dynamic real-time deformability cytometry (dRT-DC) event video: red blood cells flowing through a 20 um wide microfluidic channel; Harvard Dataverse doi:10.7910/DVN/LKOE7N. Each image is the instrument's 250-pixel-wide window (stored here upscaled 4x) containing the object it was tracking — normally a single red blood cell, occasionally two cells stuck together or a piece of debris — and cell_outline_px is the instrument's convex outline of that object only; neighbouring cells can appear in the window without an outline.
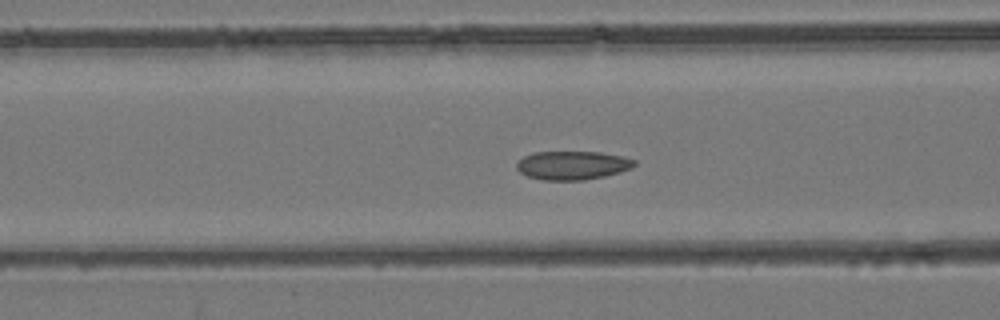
{"species": "common noctule bat (a hibernating species)", "species_latin": "Nyctalus noctula", "temperature_condition": "room temperature", "stored_images_in_passage": 37, "camera_frame_rate_fps": 3000, "um_per_image_px": 0.085, "animal": {"sex": "female", "body_mass_g": 24.6, "forearm_length_mm": 56.2}, "frame": {"image": 1, "passage_image": 8, "time_ms": 2.333, "image_size_px": [1000, 320], "cell_outline_px": [[636, 164], [632, 168], [620, 172], [604, 176], [584, 180], [544, 180], [528, 176], [520, 172], [516, 168], [516, 164], [524, 156], [536, 152], [600, 152], [620, 156], [636, 160]], "centroid_in_image_um": [48.67, 14.05], "position_along_channel_um": 117.9, "area_um2": 19.54}}
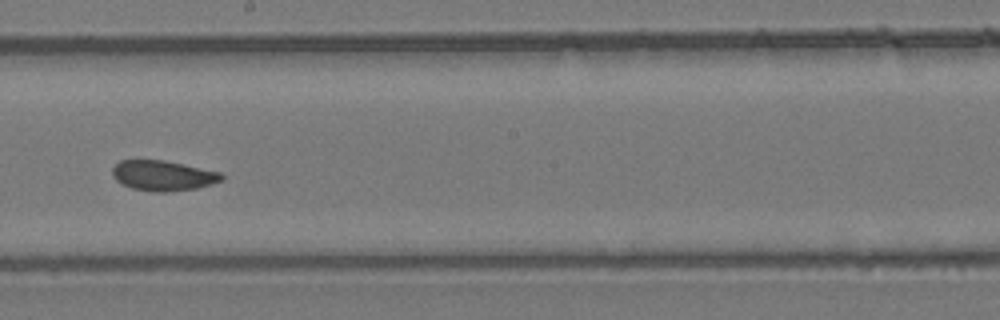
{"frame": {"image": 2, "passage_image": 16, "time_ms": 5.0, "image_size_px": [1000, 320], "cell_outline_px": [[224, 176], [220, 180], [196, 188], [164, 192], [152, 192], [132, 188], [116, 180], [112, 176], [112, 168], [120, 160], [164, 160], [220, 172]], "centroid_in_image_um": [13.8, 14.92], "position_along_channel_um": 234.4, "area_um2": 18.96}}
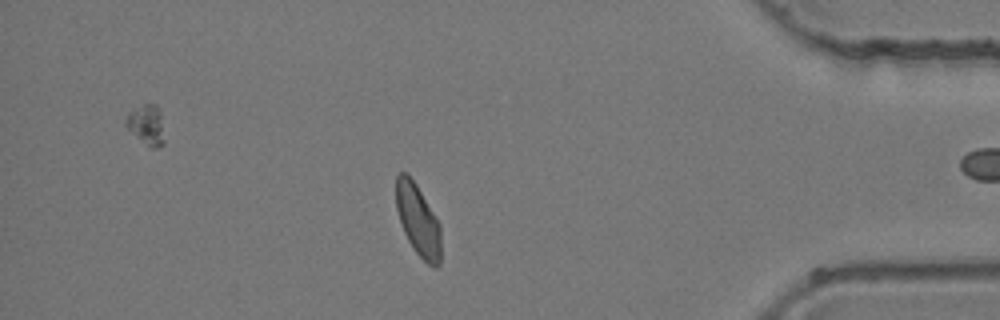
{"frame": {"image": 3, "passage_image": 30, "time_ms": 9.667, "image_size_px": [1000, 320], "cell_outline_px": [[440, 264], [436, 268], [432, 268], [416, 252], [408, 240], [404, 232], [396, 208], [396, 176], [400, 172], [408, 172], [416, 184], [440, 224]], "centroid_in_image_um": [35.53, 18.7], "position_along_channel_um": 399.7, "area_um2": 18.61}}